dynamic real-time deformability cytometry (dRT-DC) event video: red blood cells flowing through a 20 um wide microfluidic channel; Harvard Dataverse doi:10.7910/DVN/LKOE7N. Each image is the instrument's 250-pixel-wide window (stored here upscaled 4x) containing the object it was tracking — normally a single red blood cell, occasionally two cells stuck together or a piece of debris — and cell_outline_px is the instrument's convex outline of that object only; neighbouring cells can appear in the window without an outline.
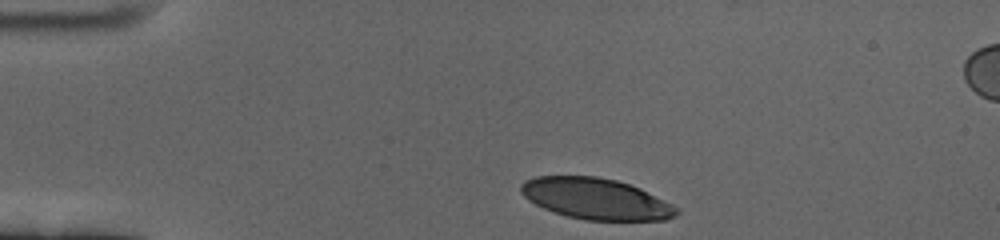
{"species": "human", "species_latin": "Homo sapiens", "temperature_condition": "cold", "stored_images_in_passage": 39, "camera_frame_rate_fps": 3000, "um_per_image_px": 0.085, "donor": {"sex": "female"}, "frame": {"image": 1, "passage_image": 1, "time_ms": 0.0, "image_size_px": [1000, 240], "cell_outline_px": [[680, 212], [676, 216], [664, 220], [584, 220], [568, 216], [544, 208], [528, 200], [520, 192], [520, 184], [524, 180], [536, 176], [596, 176], [616, 180], [640, 188], [676, 208]], "centroid_in_image_um": [50.6, 16.89], "position_along_channel_um": 34.4, "area_um2": 36.93}}
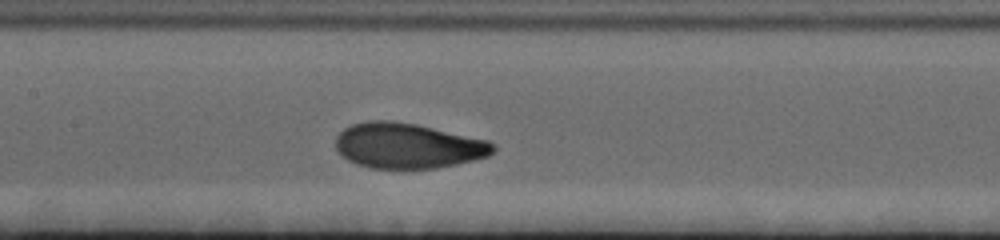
{"frame": {"image": 2, "passage_image": 18, "time_ms": 5.667, "image_size_px": [1000, 240], "cell_outline_px": [[496, 148], [488, 156], [456, 164], [436, 168], [372, 168], [356, 164], [340, 156], [336, 148], [336, 136], [344, 128], [352, 124], [368, 120], [392, 120], [416, 124], [488, 140]], "centroid_in_image_um": [34.62, 12.38], "position_along_channel_um": 172.8, "area_um2": 41.56}}
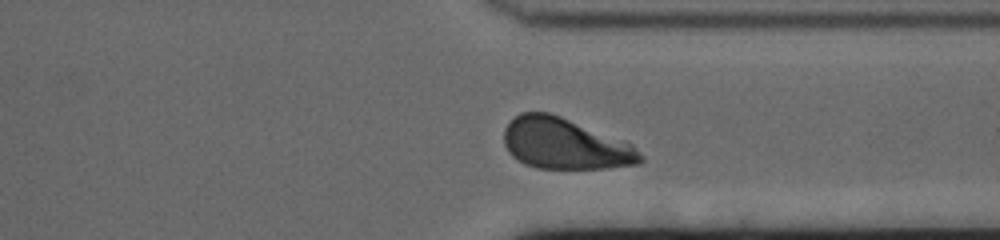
{"frame": {"image": 3, "passage_image": 35, "time_ms": 11.333, "image_size_px": [1000, 240], "cell_outline_px": [[644, 160], [640, 164], [608, 168], [536, 168], [524, 164], [512, 156], [508, 152], [504, 144], [504, 128], [520, 112], [548, 112], [560, 116], [632, 144], [644, 156]], "centroid_in_image_um": [48.02, 12.23], "position_along_channel_um": 363.4, "area_um2": 40.4}, "authors_computed_cell_mechanics": {"area_um2": 40.9224, "velocity_mm_per_s": 3.3566, "shape_relaxation_time_tau1_ms": 2.9258, "shape_relaxation_time_tau2_ms": 0.9648, "deformation_change_tau1": 0.1646, "deformation_change_tau2": 0.059}}